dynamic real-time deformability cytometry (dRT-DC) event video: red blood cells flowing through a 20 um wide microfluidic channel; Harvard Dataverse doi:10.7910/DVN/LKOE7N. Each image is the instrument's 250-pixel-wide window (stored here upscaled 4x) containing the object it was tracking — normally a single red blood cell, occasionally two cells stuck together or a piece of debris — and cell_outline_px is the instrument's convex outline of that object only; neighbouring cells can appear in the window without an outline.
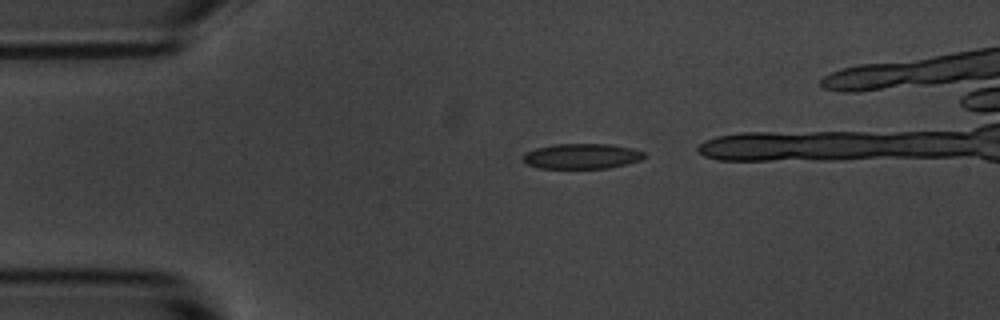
{"species": "common noctule bat (a hibernating species)", "species_latin": "Nyctalus noctula", "temperature_condition": "room temperature", "stored_images_in_passage": 3, "camera_frame_rate_fps": 3000, "um_per_image_px": 0.085, "animal": {"sex": "male", "body_mass_g": 20.1, "forearm_length_mm": 53.5}, "frame": {"image": 1, "passage_image": 1, "time_ms": 0.0, "image_size_px": [1000, 320], "cell_outline_px": [[648, 156], [640, 160], [608, 168], [540, 168], [528, 164], [520, 156], [524, 152], [536, 148], [556, 144], [608, 144], [632, 148], [644, 152]], "centroid_in_image_um": [49.44, 13.27], "position_along_channel_um": 35.6, "area_um2": 17.8}}